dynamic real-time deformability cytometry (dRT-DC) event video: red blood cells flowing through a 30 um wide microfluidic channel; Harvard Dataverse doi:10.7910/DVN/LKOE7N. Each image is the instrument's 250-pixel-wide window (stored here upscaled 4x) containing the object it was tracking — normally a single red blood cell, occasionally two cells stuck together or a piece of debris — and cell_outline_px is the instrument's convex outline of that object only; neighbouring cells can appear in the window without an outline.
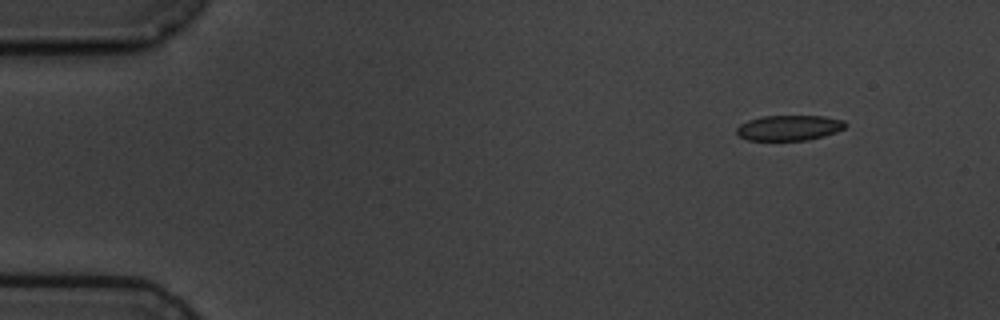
{"species": "common noctule bat (a hibernating species)", "species_latin": "Nyctalus noctula", "temperature_condition": "cold", "stored_images_in_passage": 5, "segment_of_instrument_passage": [1, 2], "camera_frame_rate_fps": 3000, "um_per_image_px": 0.085, "animal": {"sex": "male", "body_mass_g": 19.5, "forearm_length_mm": 54.6}, "frame": {"image": 1, "passage_image": 1, "time_ms": 0.0, "image_size_px": [1000, 320], "cell_outline_px": [[848, 124], [844, 128], [836, 132], [824, 136], [808, 140], [748, 140], [740, 136], [736, 132], [736, 128], [740, 124], [748, 120], [764, 116], [824, 116], [844, 120]], "centroid_in_image_um": [67.1, 10.86], "position_along_channel_um": 17.9, "area_um2": 16.07}}
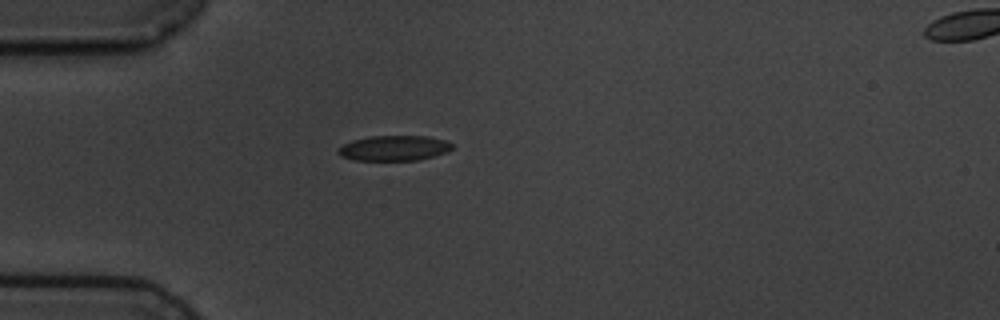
{"frame": {"image": 2, "passage_image": 4, "time_ms": 3.333, "image_size_px": [1000, 320], "cell_outline_px": [[452, 148], [448, 152], [416, 160], [352, 160], [340, 156], [336, 152], [336, 148], [352, 140], [372, 136], [428, 136], [448, 140], [452, 144]], "centroid_in_image_um": [33.47, 12.58], "position_along_channel_um": 51.5, "area_um2": 16.88}}